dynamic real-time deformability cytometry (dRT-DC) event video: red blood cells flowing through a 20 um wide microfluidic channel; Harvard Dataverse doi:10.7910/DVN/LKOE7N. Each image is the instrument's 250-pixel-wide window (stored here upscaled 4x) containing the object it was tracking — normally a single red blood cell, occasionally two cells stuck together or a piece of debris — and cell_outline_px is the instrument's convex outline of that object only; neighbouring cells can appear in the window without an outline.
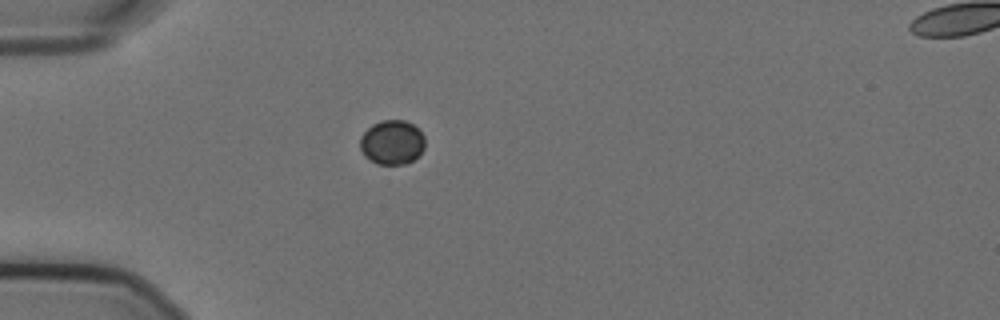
{"species": "Egyptian fruit bat (a non-hibernating species)", "species_latin": "Rousettus aegyptiacus", "temperature_condition": "cold", "stored_images_in_passage": 41, "camera_frame_rate_fps": 3000, "um_per_image_px": 0.085, "animal": {"sex": "female"}, "frame": {"image": 1, "passage_image": 1, "time_ms": 0.0, "image_size_px": [1000, 320], "cell_outline_px": [[424, 148], [408, 164], [376, 164], [364, 156], [360, 148], [360, 136], [372, 124], [380, 120], [404, 120], [412, 124], [424, 136]], "centroid_in_image_um": [33.29, 12.1], "position_along_channel_um": 51.7, "area_um2": 16.76}}
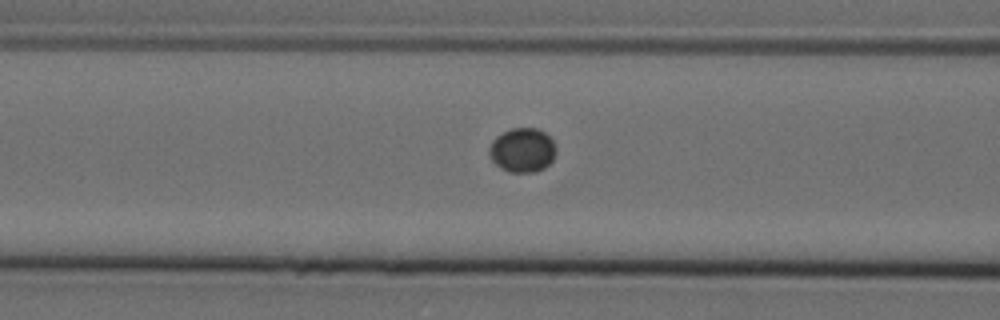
{"frame": {"image": 2, "passage_image": 8, "time_ms": 2.333, "image_size_px": [1000, 320], "cell_outline_px": [[556, 152], [552, 160], [544, 168], [536, 172], [508, 172], [500, 168], [492, 160], [488, 152], [488, 148], [492, 140], [496, 136], [512, 128], [536, 128], [544, 132], [552, 140], [556, 148]], "centroid_in_image_um": [44.39, 12.77], "position_along_channel_um": 122.2, "area_um2": 17.28}}
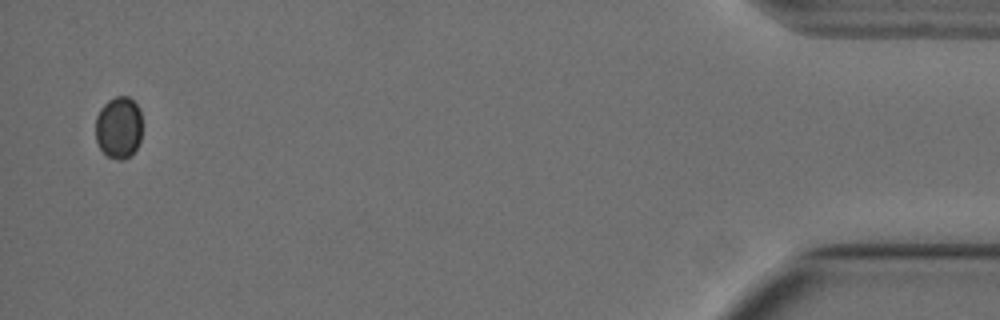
{"frame": {"image": 3, "passage_image": 40, "time_ms": 13.0, "image_size_px": [1000, 320], "cell_outline_px": [[140, 140], [136, 148], [124, 160], [116, 160], [108, 156], [100, 148], [96, 140], [96, 116], [100, 108], [108, 100], [116, 96], [128, 96], [140, 108]], "centroid_in_image_um": [10.07, 10.82], "position_along_channel_um": 425.1, "area_um2": 16.76}}